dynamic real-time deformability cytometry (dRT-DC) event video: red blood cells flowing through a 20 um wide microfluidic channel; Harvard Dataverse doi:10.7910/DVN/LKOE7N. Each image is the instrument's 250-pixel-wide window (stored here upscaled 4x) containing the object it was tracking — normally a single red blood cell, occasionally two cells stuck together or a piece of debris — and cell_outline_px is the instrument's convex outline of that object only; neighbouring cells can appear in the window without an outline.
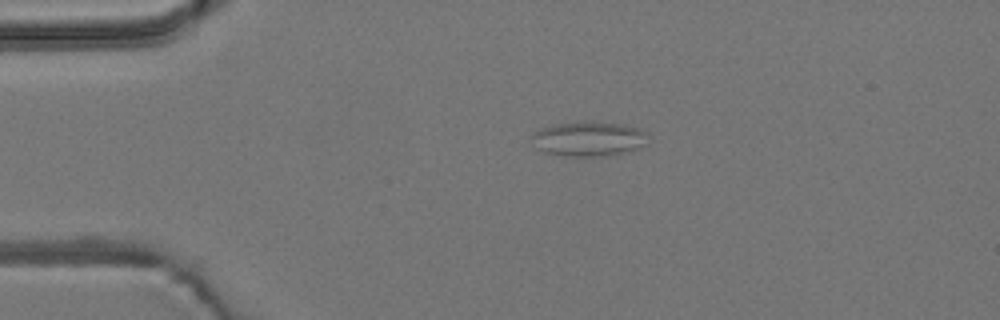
{"species": "common noctule bat (a hibernating species)", "species_latin": "Nyctalus noctula", "temperature_condition": "room temperature", "stored_images_in_passage": 7, "camera_frame_rate_fps": 3000, "um_per_image_px": 0.085, "animal": {"sex": "male", "body_mass_g": 19.2, "forearm_length_mm": 51.8}, "frame": {"image": 1, "passage_image": 1, "time_ms": 0.0, "image_size_px": [1000, 320], "cell_outline_px": [[648, 144], [624, 152], [604, 156], [564, 156], [544, 152], [536, 148], [528, 136], [540, 128], [552, 124], [624, 124], [640, 128], [648, 132]], "centroid_in_image_um": [50.02, 11.84], "position_along_channel_um": 35.0, "area_um2": 23.18}}
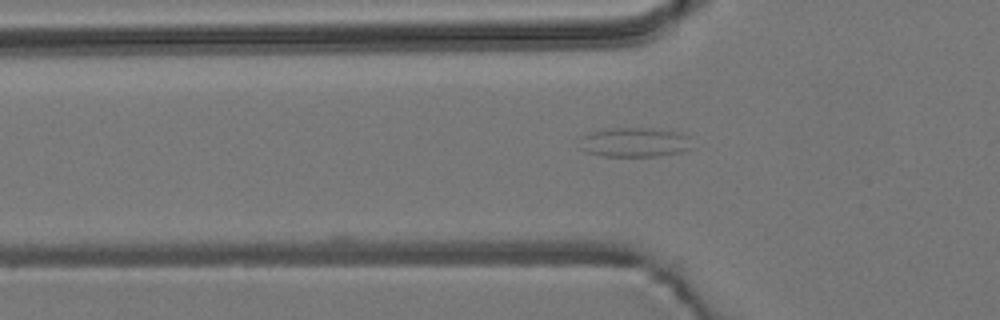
{"frame": {"image": 2, "passage_image": 7, "time_ms": 2.0, "image_size_px": [1000, 320], "cell_outline_px": [[692, 148], [680, 152], [656, 156], [600, 156], [584, 152], [580, 148], [580, 136], [592, 132], [608, 128], [652, 128], [680, 132], [688, 136]], "centroid_in_image_um": [53.9, 12.09], "position_along_channel_um": 71.9, "area_um2": 19.48}}